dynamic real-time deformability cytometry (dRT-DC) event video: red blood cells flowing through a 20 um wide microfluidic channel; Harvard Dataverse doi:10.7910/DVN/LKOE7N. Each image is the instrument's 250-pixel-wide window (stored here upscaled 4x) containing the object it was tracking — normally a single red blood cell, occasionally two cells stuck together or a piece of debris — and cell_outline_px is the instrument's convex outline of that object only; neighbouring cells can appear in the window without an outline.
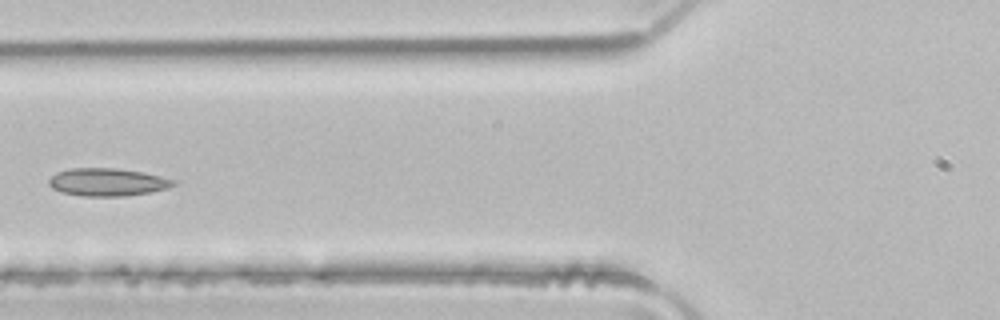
{"species": "common noctule bat (a hibernating species)", "species_latin": "Nyctalus noctula", "temperature_condition": "room temperature", "stored_images_in_passage": 4, "camera_frame_rate_fps": 3000, "um_per_image_px": 0.085, "animal": {"sex": "male", "body_mass_g": 21.5, "forearm_length_mm": 52.0}, "frame": {"image": 1, "passage_image": 4, "time_ms": 1.0, "image_size_px": [1000, 320], "cell_outline_px": [[176, 184], [168, 188], [148, 192], [124, 196], [84, 196], [64, 192], [52, 188], [48, 184], [48, 180], [56, 172], [68, 168], [116, 168], [144, 172], [176, 180]], "centroid_in_image_um": [9.13, 15.46], "position_along_channel_um": 116.7, "area_um2": 20.11}}